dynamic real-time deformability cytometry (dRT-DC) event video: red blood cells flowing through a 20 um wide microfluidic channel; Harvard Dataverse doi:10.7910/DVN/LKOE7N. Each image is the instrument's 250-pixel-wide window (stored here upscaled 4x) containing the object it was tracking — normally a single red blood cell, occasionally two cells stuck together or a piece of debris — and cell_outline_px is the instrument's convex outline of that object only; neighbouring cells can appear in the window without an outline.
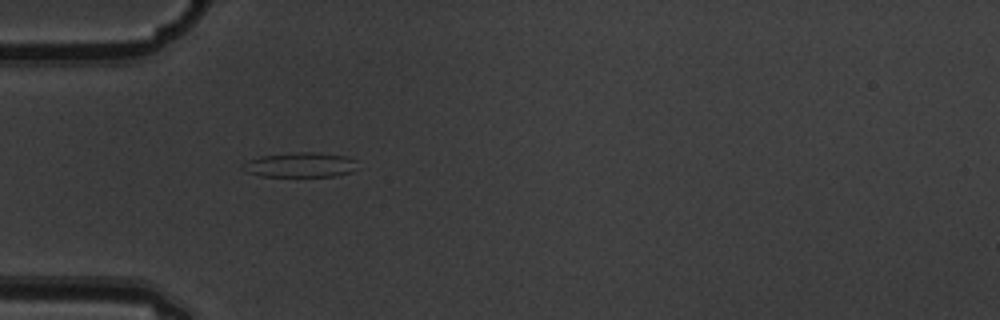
{"species": "common noctule bat (a hibernating species)", "species_latin": "Nyctalus noctula", "temperature_condition": "warm", "stored_images_in_passage": 7, "camera_frame_rate_fps": 3000, "um_per_image_px": 0.085, "animal": {"sex": "male", "body_mass_g": 19.5, "forearm_length_mm": 54.6}, "frame": {"image": 1, "passage_image": 6, "time_ms": 1.667, "image_size_px": [1000, 320], "cell_outline_px": [[356, 160], [352, 172], [336, 176], [260, 176], [244, 172], [240, 168], [248, 160], [260, 156], [296, 152], [320, 152], [348, 156]], "centroid_in_image_um": [25.5, 14.01], "position_along_channel_um": 59.5, "area_um2": 16.7}}
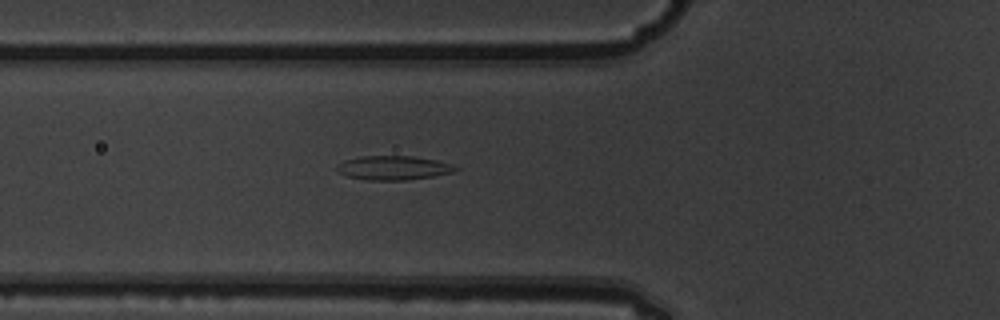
{"frame": {"image": 2, "passage_image": 7, "time_ms": 2.0, "image_size_px": [1000, 320], "cell_outline_px": [[460, 168], [456, 172], [408, 180], [368, 180], [348, 176], [340, 172], [336, 168], [336, 164], [344, 160], [360, 156], [412, 156], [436, 160], [452, 164]], "centroid_in_image_um": [33.46, 14.26], "position_along_channel_um": 92.3, "area_um2": 16.7}}